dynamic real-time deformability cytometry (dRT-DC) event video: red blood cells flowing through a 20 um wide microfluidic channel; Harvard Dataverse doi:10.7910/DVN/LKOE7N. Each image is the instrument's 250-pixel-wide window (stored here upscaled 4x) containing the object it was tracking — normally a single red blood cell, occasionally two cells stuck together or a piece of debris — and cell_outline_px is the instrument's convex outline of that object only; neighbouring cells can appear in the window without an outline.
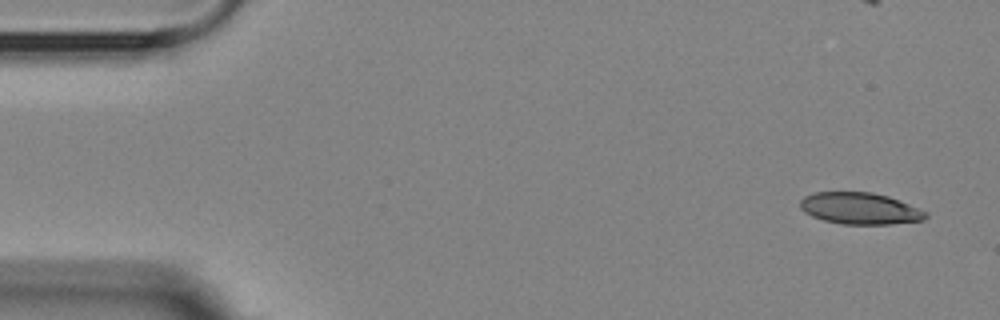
{"species": "Egyptian fruit bat (a non-hibernating species)", "species_latin": "Rousettus aegyptiacus", "temperature_condition": "room temperature", "stored_images_in_passage": 7, "camera_frame_rate_fps": 3000, "um_per_image_px": 0.085, "animal": {"sex": "female"}, "frame": {"image": 1, "passage_image": 1, "time_ms": 0.0, "image_size_px": [1000, 320], "cell_outline_px": [[928, 216], [924, 220], [892, 224], [840, 224], [824, 220], [812, 216], [804, 212], [800, 208], [800, 200], [804, 196], [812, 192], [872, 192], [888, 196], [928, 212]], "centroid_in_image_um": [73.08, 17.72], "position_along_channel_um": 11.9, "area_um2": 23.24}}